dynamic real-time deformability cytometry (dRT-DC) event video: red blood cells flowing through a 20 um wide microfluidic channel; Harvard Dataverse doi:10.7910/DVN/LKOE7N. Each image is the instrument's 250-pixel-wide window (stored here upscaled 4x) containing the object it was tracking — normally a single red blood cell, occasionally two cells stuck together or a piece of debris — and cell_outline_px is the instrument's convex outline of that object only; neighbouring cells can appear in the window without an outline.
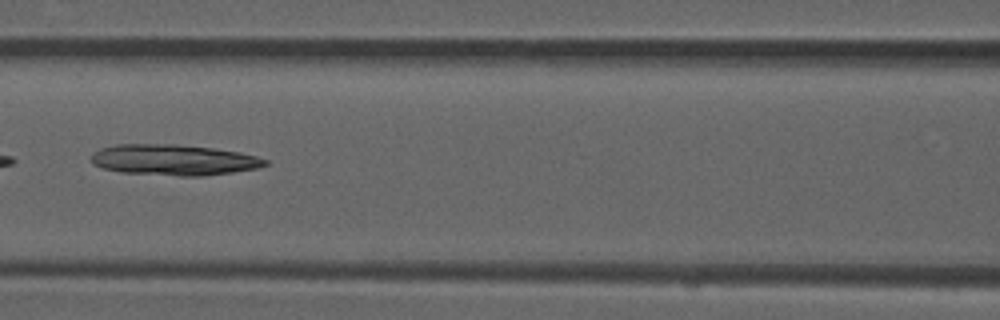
{"species": "common noctule bat (a hibernating species)", "species_latin": "Nyctalus noctula", "temperature_condition": "room temperature", "stored_images_in_passage": 6, "camera_frame_rate_fps": 3000, "um_per_image_px": 0.085, "animal": {"sex": "male", "forearm_length_mm": 52.5}, "frame": {"image": 1, "passage_image": 6, "time_ms": 1.667, "image_size_px": [1000, 320], "cell_outline_px": [[268, 164], [256, 168], [232, 172], [204, 176], [180, 176], [120, 172], [104, 168], [92, 164], [92, 156], [100, 148], [116, 144], [172, 144], [212, 148], [240, 152], [256, 156], [268, 160]], "centroid_in_image_um": [14.77, 13.59], "position_along_channel_um": 151.8, "area_um2": 31.1}}